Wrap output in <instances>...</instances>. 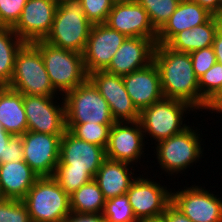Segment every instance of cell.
<instances>
[{"label": "cell", "instance_id": "6da1fadb", "mask_svg": "<svg viewBox=\"0 0 222 222\" xmlns=\"http://www.w3.org/2000/svg\"><path fill=\"white\" fill-rule=\"evenodd\" d=\"M153 62L160 74L164 98L185 101L197 110H211L200 97L198 78L189 53L175 51L166 44H156Z\"/></svg>", "mask_w": 222, "mask_h": 222}, {"label": "cell", "instance_id": "7a4b0ae2", "mask_svg": "<svg viewBox=\"0 0 222 222\" xmlns=\"http://www.w3.org/2000/svg\"><path fill=\"white\" fill-rule=\"evenodd\" d=\"M92 25L84 14L80 0L62 2L57 6L51 31L44 41L83 53Z\"/></svg>", "mask_w": 222, "mask_h": 222}, {"label": "cell", "instance_id": "3957f363", "mask_svg": "<svg viewBox=\"0 0 222 222\" xmlns=\"http://www.w3.org/2000/svg\"><path fill=\"white\" fill-rule=\"evenodd\" d=\"M32 44L40 51L50 82L61 95L88 79L82 53L56 47L44 40Z\"/></svg>", "mask_w": 222, "mask_h": 222}, {"label": "cell", "instance_id": "277c9868", "mask_svg": "<svg viewBox=\"0 0 222 222\" xmlns=\"http://www.w3.org/2000/svg\"><path fill=\"white\" fill-rule=\"evenodd\" d=\"M22 200L32 222H63L71 213L69 195L52 176L39 177Z\"/></svg>", "mask_w": 222, "mask_h": 222}, {"label": "cell", "instance_id": "5b68a950", "mask_svg": "<svg viewBox=\"0 0 222 222\" xmlns=\"http://www.w3.org/2000/svg\"><path fill=\"white\" fill-rule=\"evenodd\" d=\"M8 87L23 95L56 96L43 57L32 43H25L17 52Z\"/></svg>", "mask_w": 222, "mask_h": 222}, {"label": "cell", "instance_id": "8992f818", "mask_svg": "<svg viewBox=\"0 0 222 222\" xmlns=\"http://www.w3.org/2000/svg\"><path fill=\"white\" fill-rule=\"evenodd\" d=\"M63 96L66 123H115L106 99L89 79Z\"/></svg>", "mask_w": 222, "mask_h": 222}, {"label": "cell", "instance_id": "52a82bcc", "mask_svg": "<svg viewBox=\"0 0 222 222\" xmlns=\"http://www.w3.org/2000/svg\"><path fill=\"white\" fill-rule=\"evenodd\" d=\"M192 108V109H191ZM195 110L189 103L171 98H163L139 112V122L143 133L149 134L156 142L182 132L187 125L183 123V113ZM183 117V118H182Z\"/></svg>", "mask_w": 222, "mask_h": 222}, {"label": "cell", "instance_id": "ba28073f", "mask_svg": "<svg viewBox=\"0 0 222 222\" xmlns=\"http://www.w3.org/2000/svg\"><path fill=\"white\" fill-rule=\"evenodd\" d=\"M191 128L188 126L182 132L156 144L157 159L164 171L180 173L202 156L200 134Z\"/></svg>", "mask_w": 222, "mask_h": 222}, {"label": "cell", "instance_id": "9c48e42d", "mask_svg": "<svg viewBox=\"0 0 222 222\" xmlns=\"http://www.w3.org/2000/svg\"><path fill=\"white\" fill-rule=\"evenodd\" d=\"M172 191L160 183L143 177H137L126 195L134 215L139 222L161 219L167 206L171 203Z\"/></svg>", "mask_w": 222, "mask_h": 222}, {"label": "cell", "instance_id": "30bf717a", "mask_svg": "<svg viewBox=\"0 0 222 222\" xmlns=\"http://www.w3.org/2000/svg\"><path fill=\"white\" fill-rule=\"evenodd\" d=\"M54 97L23 95L28 131L63 136L67 130L65 104L64 100L62 107L54 104Z\"/></svg>", "mask_w": 222, "mask_h": 222}, {"label": "cell", "instance_id": "8fae6325", "mask_svg": "<svg viewBox=\"0 0 222 222\" xmlns=\"http://www.w3.org/2000/svg\"><path fill=\"white\" fill-rule=\"evenodd\" d=\"M105 159L103 147L81 140L66 130L61 137L60 158L56 169L88 171L95 177Z\"/></svg>", "mask_w": 222, "mask_h": 222}, {"label": "cell", "instance_id": "7c38bea8", "mask_svg": "<svg viewBox=\"0 0 222 222\" xmlns=\"http://www.w3.org/2000/svg\"><path fill=\"white\" fill-rule=\"evenodd\" d=\"M21 136L24 161L39 177L53 176L60 158L62 136L28 130Z\"/></svg>", "mask_w": 222, "mask_h": 222}, {"label": "cell", "instance_id": "4fadbf2b", "mask_svg": "<svg viewBox=\"0 0 222 222\" xmlns=\"http://www.w3.org/2000/svg\"><path fill=\"white\" fill-rule=\"evenodd\" d=\"M127 37L107 24H94L83 54L87 74L104 71Z\"/></svg>", "mask_w": 222, "mask_h": 222}, {"label": "cell", "instance_id": "5bb4252c", "mask_svg": "<svg viewBox=\"0 0 222 222\" xmlns=\"http://www.w3.org/2000/svg\"><path fill=\"white\" fill-rule=\"evenodd\" d=\"M200 186L171 193V203L192 222H222V200Z\"/></svg>", "mask_w": 222, "mask_h": 222}, {"label": "cell", "instance_id": "9a60e30c", "mask_svg": "<svg viewBox=\"0 0 222 222\" xmlns=\"http://www.w3.org/2000/svg\"><path fill=\"white\" fill-rule=\"evenodd\" d=\"M88 79L106 99L115 122L139 120V111L125 89L122 76L95 71L88 74Z\"/></svg>", "mask_w": 222, "mask_h": 222}, {"label": "cell", "instance_id": "2e32d148", "mask_svg": "<svg viewBox=\"0 0 222 222\" xmlns=\"http://www.w3.org/2000/svg\"><path fill=\"white\" fill-rule=\"evenodd\" d=\"M57 6L55 0H27L12 30L25 43L44 40L51 31Z\"/></svg>", "mask_w": 222, "mask_h": 222}, {"label": "cell", "instance_id": "e0dca14e", "mask_svg": "<svg viewBox=\"0 0 222 222\" xmlns=\"http://www.w3.org/2000/svg\"><path fill=\"white\" fill-rule=\"evenodd\" d=\"M144 137L147 136L143 133L139 120L115 122L105 148L106 158L129 164L138 162L144 152Z\"/></svg>", "mask_w": 222, "mask_h": 222}, {"label": "cell", "instance_id": "ac0fdd59", "mask_svg": "<svg viewBox=\"0 0 222 222\" xmlns=\"http://www.w3.org/2000/svg\"><path fill=\"white\" fill-rule=\"evenodd\" d=\"M105 24L126 37L157 40V30L147 11L136 0L114 3Z\"/></svg>", "mask_w": 222, "mask_h": 222}, {"label": "cell", "instance_id": "d6986e66", "mask_svg": "<svg viewBox=\"0 0 222 222\" xmlns=\"http://www.w3.org/2000/svg\"><path fill=\"white\" fill-rule=\"evenodd\" d=\"M156 42L142 37H127L104 70L124 76L153 62Z\"/></svg>", "mask_w": 222, "mask_h": 222}, {"label": "cell", "instance_id": "ffe728a7", "mask_svg": "<svg viewBox=\"0 0 222 222\" xmlns=\"http://www.w3.org/2000/svg\"><path fill=\"white\" fill-rule=\"evenodd\" d=\"M122 78L125 89L139 112L164 98L160 74L154 62Z\"/></svg>", "mask_w": 222, "mask_h": 222}, {"label": "cell", "instance_id": "44dd1931", "mask_svg": "<svg viewBox=\"0 0 222 222\" xmlns=\"http://www.w3.org/2000/svg\"><path fill=\"white\" fill-rule=\"evenodd\" d=\"M213 16L193 0H181L176 10L157 31L156 44H167L177 33L206 23Z\"/></svg>", "mask_w": 222, "mask_h": 222}, {"label": "cell", "instance_id": "7402d4cb", "mask_svg": "<svg viewBox=\"0 0 222 222\" xmlns=\"http://www.w3.org/2000/svg\"><path fill=\"white\" fill-rule=\"evenodd\" d=\"M39 178L23 160L0 164V192L2 198L22 200Z\"/></svg>", "mask_w": 222, "mask_h": 222}, {"label": "cell", "instance_id": "603a6c76", "mask_svg": "<svg viewBox=\"0 0 222 222\" xmlns=\"http://www.w3.org/2000/svg\"><path fill=\"white\" fill-rule=\"evenodd\" d=\"M129 163L105 159L98 169L94 180L98 183L105 200L125 195L136 179Z\"/></svg>", "mask_w": 222, "mask_h": 222}, {"label": "cell", "instance_id": "cb8c5ba5", "mask_svg": "<svg viewBox=\"0 0 222 222\" xmlns=\"http://www.w3.org/2000/svg\"><path fill=\"white\" fill-rule=\"evenodd\" d=\"M0 123L12 135L21 136L27 131L23 94L8 86L0 87Z\"/></svg>", "mask_w": 222, "mask_h": 222}, {"label": "cell", "instance_id": "d4e9b609", "mask_svg": "<svg viewBox=\"0 0 222 222\" xmlns=\"http://www.w3.org/2000/svg\"><path fill=\"white\" fill-rule=\"evenodd\" d=\"M217 34L216 16L206 23L177 33L166 45L178 52L191 53L213 45Z\"/></svg>", "mask_w": 222, "mask_h": 222}, {"label": "cell", "instance_id": "484cf974", "mask_svg": "<svg viewBox=\"0 0 222 222\" xmlns=\"http://www.w3.org/2000/svg\"><path fill=\"white\" fill-rule=\"evenodd\" d=\"M24 44L12 27H0V87L9 86L16 54Z\"/></svg>", "mask_w": 222, "mask_h": 222}, {"label": "cell", "instance_id": "4316f807", "mask_svg": "<svg viewBox=\"0 0 222 222\" xmlns=\"http://www.w3.org/2000/svg\"><path fill=\"white\" fill-rule=\"evenodd\" d=\"M69 199L71 212L79 214H102L106 201L94 179L70 194Z\"/></svg>", "mask_w": 222, "mask_h": 222}, {"label": "cell", "instance_id": "83f0119b", "mask_svg": "<svg viewBox=\"0 0 222 222\" xmlns=\"http://www.w3.org/2000/svg\"><path fill=\"white\" fill-rule=\"evenodd\" d=\"M201 99L213 111L222 101V65L216 62L198 78Z\"/></svg>", "mask_w": 222, "mask_h": 222}, {"label": "cell", "instance_id": "f1b7e54d", "mask_svg": "<svg viewBox=\"0 0 222 222\" xmlns=\"http://www.w3.org/2000/svg\"><path fill=\"white\" fill-rule=\"evenodd\" d=\"M113 124L66 123V128L77 138L106 148Z\"/></svg>", "mask_w": 222, "mask_h": 222}, {"label": "cell", "instance_id": "f546056e", "mask_svg": "<svg viewBox=\"0 0 222 222\" xmlns=\"http://www.w3.org/2000/svg\"><path fill=\"white\" fill-rule=\"evenodd\" d=\"M148 13L153 27L158 31L176 10L181 0H136Z\"/></svg>", "mask_w": 222, "mask_h": 222}, {"label": "cell", "instance_id": "4dcf8cb0", "mask_svg": "<svg viewBox=\"0 0 222 222\" xmlns=\"http://www.w3.org/2000/svg\"><path fill=\"white\" fill-rule=\"evenodd\" d=\"M102 214L106 222H139L126 194L106 200Z\"/></svg>", "mask_w": 222, "mask_h": 222}, {"label": "cell", "instance_id": "1f68e13d", "mask_svg": "<svg viewBox=\"0 0 222 222\" xmlns=\"http://www.w3.org/2000/svg\"><path fill=\"white\" fill-rule=\"evenodd\" d=\"M52 177L68 195L94 179L88 171L70 169H56Z\"/></svg>", "mask_w": 222, "mask_h": 222}, {"label": "cell", "instance_id": "d6a6232c", "mask_svg": "<svg viewBox=\"0 0 222 222\" xmlns=\"http://www.w3.org/2000/svg\"><path fill=\"white\" fill-rule=\"evenodd\" d=\"M0 222H32L23 200L1 198Z\"/></svg>", "mask_w": 222, "mask_h": 222}, {"label": "cell", "instance_id": "836d02e7", "mask_svg": "<svg viewBox=\"0 0 222 222\" xmlns=\"http://www.w3.org/2000/svg\"><path fill=\"white\" fill-rule=\"evenodd\" d=\"M86 18L94 25L105 23L114 3L111 0H80Z\"/></svg>", "mask_w": 222, "mask_h": 222}, {"label": "cell", "instance_id": "e575fe53", "mask_svg": "<svg viewBox=\"0 0 222 222\" xmlns=\"http://www.w3.org/2000/svg\"><path fill=\"white\" fill-rule=\"evenodd\" d=\"M27 0H0V27H13Z\"/></svg>", "mask_w": 222, "mask_h": 222}, {"label": "cell", "instance_id": "d590c367", "mask_svg": "<svg viewBox=\"0 0 222 222\" xmlns=\"http://www.w3.org/2000/svg\"><path fill=\"white\" fill-rule=\"evenodd\" d=\"M189 54L192 60L194 73L197 78L202 76L217 62L215 52L212 46L195 50Z\"/></svg>", "mask_w": 222, "mask_h": 222}, {"label": "cell", "instance_id": "8d00e7d4", "mask_svg": "<svg viewBox=\"0 0 222 222\" xmlns=\"http://www.w3.org/2000/svg\"><path fill=\"white\" fill-rule=\"evenodd\" d=\"M24 160V149L22 136H13L5 145L4 157H1L0 164L8 162H20Z\"/></svg>", "mask_w": 222, "mask_h": 222}, {"label": "cell", "instance_id": "74e56055", "mask_svg": "<svg viewBox=\"0 0 222 222\" xmlns=\"http://www.w3.org/2000/svg\"><path fill=\"white\" fill-rule=\"evenodd\" d=\"M161 219L164 222H192L187 216H185L179 209H177L172 203H170Z\"/></svg>", "mask_w": 222, "mask_h": 222}, {"label": "cell", "instance_id": "f35d334b", "mask_svg": "<svg viewBox=\"0 0 222 222\" xmlns=\"http://www.w3.org/2000/svg\"><path fill=\"white\" fill-rule=\"evenodd\" d=\"M63 222H106L103 214L70 213Z\"/></svg>", "mask_w": 222, "mask_h": 222}, {"label": "cell", "instance_id": "ab89813d", "mask_svg": "<svg viewBox=\"0 0 222 222\" xmlns=\"http://www.w3.org/2000/svg\"><path fill=\"white\" fill-rule=\"evenodd\" d=\"M213 15H219V0H193Z\"/></svg>", "mask_w": 222, "mask_h": 222}, {"label": "cell", "instance_id": "60d3db41", "mask_svg": "<svg viewBox=\"0 0 222 222\" xmlns=\"http://www.w3.org/2000/svg\"><path fill=\"white\" fill-rule=\"evenodd\" d=\"M13 136L14 135L4 130L3 126L0 123V161H1V157H4L5 145L9 143L10 139Z\"/></svg>", "mask_w": 222, "mask_h": 222}, {"label": "cell", "instance_id": "b9f144b4", "mask_svg": "<svg viewBox=\"0 0 222 222\" xmlns=\"http://www.w3.org/2000/svg\"><path fill=\"white\" fill-rule=\"evenodd\" d=\"M217 34L212 47H222V13L216 15Z\"/></svg>", "mask_w": 222, "mask_h": 222}, {"label": "cell", "instance_id": "7bdbcfd3", "mask_svg": "<svg viewBox=\"0 0 222 222\" xmlns=\"http://www.w3.org/2000/svg\"><path fill=\"white\" fill-rule=\"evenodd\" d=\"M217 62L222 65V47H213Z\"/></svg>", "mask_w": 222, "mask_h": 222}, {"label": "cell", "instance_id": "ee69618b", "mask_svg": "<svg viewBox=\"0 0 222 222\" xmlns=\"http://www.w3.org/2000/svg\"><path fill=\"white\" fill-rule=\"evenodd\" d=\"M213 111H216L217 113L219 112H221L222 113V101H221V103L213 110Z\"/></svg>", "mask_w": 222, "mask_h": 222}, {"label": "cell", "instance_id": "f6af8a7d", "mask_svg": "<svg viewBox=\"0 0 222 222\" xmlns=\"http://www.w3.org/2000/svg\"><path fill=\"white\" fill-rule=\"evenodd\" d=\"M113 3L127 2L131 0H111Z\"/></svg>", "mask_w": 222, "mask_h": 222}, {"label": "cell", "instance_id": "bcb514c9", "mask_svg": "<svg viewBox=\"0 0 222 222\" xmlns=\"http://www.w3.org/2000/svg\"><path fill=\"white\" fill-rule=\"evenodd\" d=\"M222 13V0H219V14Z\"/></svg>", "mask_w": 222, "mask_h": 222}, {"label": "cell", "instance_id": "7dc6e473", "mask_svg": "<svg viewBox=\"0 0 222 222\" xmlns=\"http://www.w3.org/2000/svg\"><path fill=\"white\" fill-rule=\"evenodd\" d=\"M142 222H164L162 219H158V220H150V221H142Z\"/></svg>", "mask_w": 222, "mask_h": 222}, {"label": "cell", "instance_id": "c3c4849f", "mask_svg": "<svg viewBox=\"0 0 222 222\" xmlns=\"http://www.w3.org/2000/svg\"><path fill=\"white\" fill-rule=\"evenodd\" d=\"M58 4L62 3V2H66V1H69V0H55Z\"/></svg>", "mask_w": 222, "mask_h": 222}]
</instances>
